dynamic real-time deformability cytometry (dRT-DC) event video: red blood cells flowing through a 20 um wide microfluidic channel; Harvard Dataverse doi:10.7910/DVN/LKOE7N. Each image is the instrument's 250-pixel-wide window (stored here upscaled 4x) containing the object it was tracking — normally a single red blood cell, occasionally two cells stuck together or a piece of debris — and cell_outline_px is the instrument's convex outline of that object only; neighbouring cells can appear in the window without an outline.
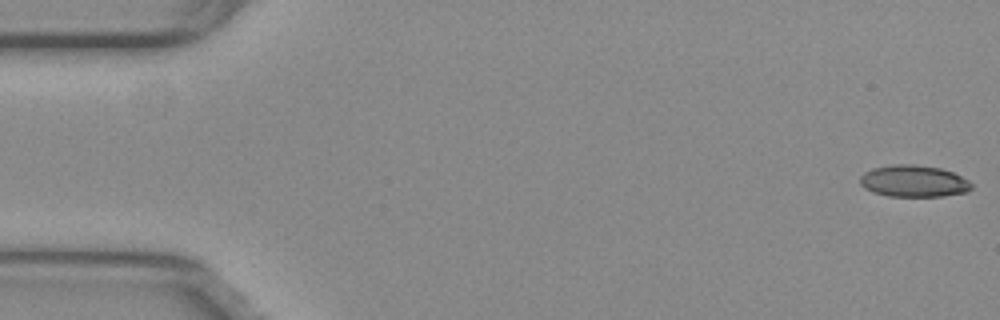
{"species": "common noctule bat (a hibernating species)", "species_latin": "Nyctalus noctula", "temperature_condition": "warm", "stored_images_in_passage": 27, "camera_frame_rate_fps": 3000, "um_per_image_px": 0.085, "animal": {"sex": "female", "body_mass_g": 29.2, "forearm_length_mm": 56.3}, "frame": {"image": 1, "passage_image": 1, "time_ms": 0.0, "image_size_px": [1000, 320], "cell_outline_px": [[972, 188], [968, 192], [944, 196], [888, 196], [872, 192], [864, 188], [860, 184], [860, 176], [864, 172], [872, 168], [892, 164], [916, 164], [940, 168], [952, 172], [968, 180], [972, 184]], "centroid_in_image_um": [77.65, 15.39], "position_along_channel_um": 7.4, "area_um2": 20.81}}
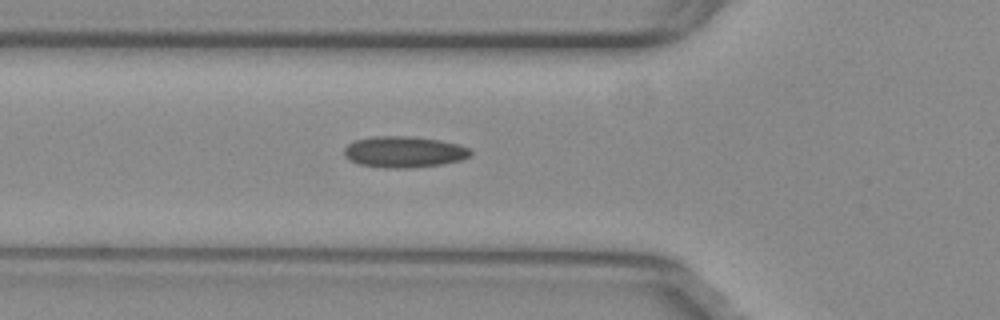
{"frame": {"image": 2, "passage_image": 19, "time_ms": 6.0, "image_size_px": [1000, 320], "cell_outline_px": [[472, 152], [468, 156], [460, 160], [440, 164], [412, 168], [384, 168], [360, 164], [344, 156], [344, 148], [348, 144], [356, 140], [372, 136], [412, 136], [440, 140], [456, 144], [468, 148]], "centroid_in_image_um": [34.31, 12.91], "position_along_channel_um": 91.5, "area_um2": 22.83}}
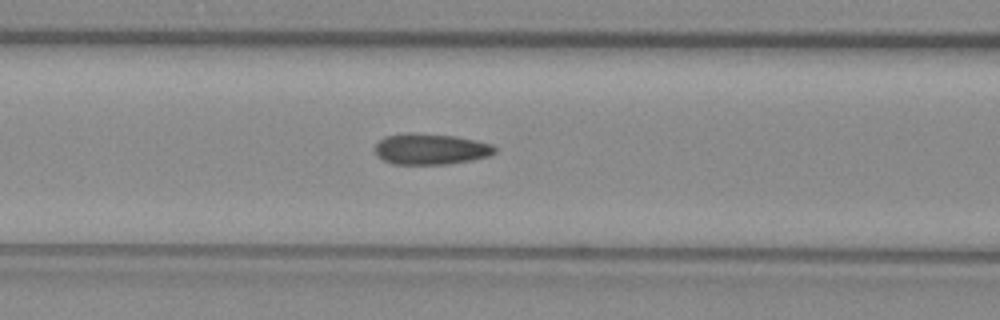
{"frame": {"image": 3, "passage_image": 22, "time_ms": 7.0, "image_size_px": [1000, 320], "cell_outline_px": [[496, 152], [488, 156], [472, 160], [448, 164], [392, 164], [376, 156], [376, 144], [384, 136], [404, 132], [408, 132], [456, 136], [492, 144], [496, 148]], "centroid_in_image_um": [36.59, 12.66], "position_along_channel_um": 130.0, "area_um2": 21.73}}